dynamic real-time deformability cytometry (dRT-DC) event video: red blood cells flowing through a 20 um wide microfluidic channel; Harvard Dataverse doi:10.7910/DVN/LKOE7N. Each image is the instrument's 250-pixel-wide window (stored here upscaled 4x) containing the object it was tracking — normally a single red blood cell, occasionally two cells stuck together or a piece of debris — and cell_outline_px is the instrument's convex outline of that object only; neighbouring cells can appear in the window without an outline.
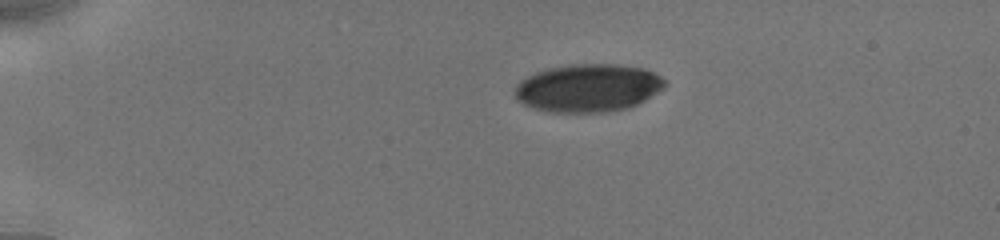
{"species": "human", "species_latin": "Homo sapiens", "temperature_condition": "cold", "stored_images_in_passage": 14, "camera_frame_rate_fps": 3000, "um_per_image_px": 0.085, "donor": {"sex": "male"}, "frame": {"image": 1, "passage_image": 1, "time_ms": 0.0, "image_size_px": [1000, 240], "cell_outline_px": [[668, 84], [664, 88], [644, 100], [628, 108], [604, 112], [548, 112], [532, 108], [524, 104], [516, 96], [516, 84], [520, 80], [536, 72], [548, 68], [572, 64], [616, 64], [644, 68], [660, 76]], "centroid_in_image_um": [50.0, 7.47], "position_along_channel_um": 35.0, "area_um2": 41.79}}
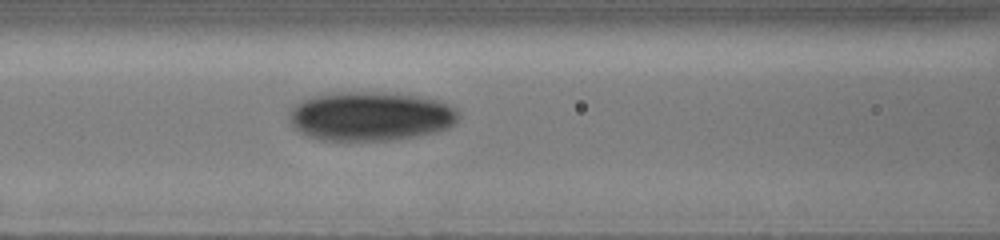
{"frame": {"image": 2, "passage_image": 11, "time_ms": 4.333, "image_size_px": [1000, 240], "cell_outline_px": [[460, 116], [456, 124], [448, 128], [416, 136], [388, 140], [320, 140], [296, 132], [288, 116], [292, 108], [300, 100], [312, 96], [332, 92], [388, 92], [420, 96], [440, 100], [456, 108], [460, 112]], "centroid_in_image_um": [31.49, 9.86], "position_along_channel_um": 135.1, "area_um2": 49.07}}
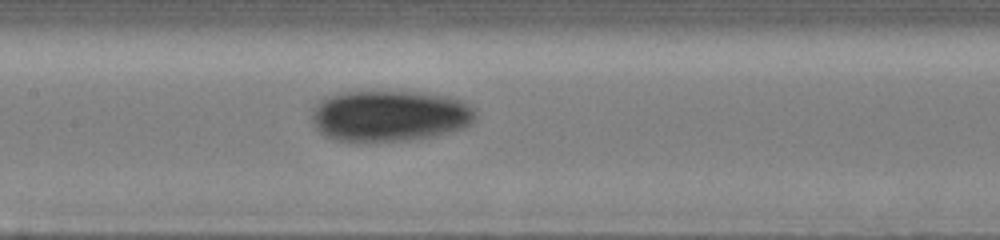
{"frame": {"image": 3, "passage_image": 14, "time_ms": 5.333, "image_size_px": [1000, 240], "cell_outline_px": [[476, 116], [472, 124], [464, 128], [452, 132], [436, 136], [408, 140], [336, 140], [324, 136], [312, 124], [312, 108], [324, 96], [336, 92], [428, 92], [448, 96], [464, 100], [476, 108]], "centroid_in_image_um": [33.16, 9.82], "position_along_channel_um": 174.2, "area_um2": 49.42}}